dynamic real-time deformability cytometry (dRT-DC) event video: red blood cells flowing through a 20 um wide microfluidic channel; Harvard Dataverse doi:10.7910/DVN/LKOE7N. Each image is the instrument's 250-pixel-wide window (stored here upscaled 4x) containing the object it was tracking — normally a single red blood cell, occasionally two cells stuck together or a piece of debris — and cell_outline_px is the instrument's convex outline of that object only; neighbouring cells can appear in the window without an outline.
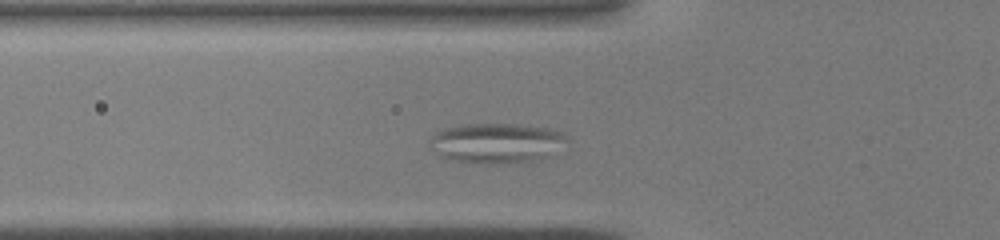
{"species": "common noctule bat (a hibernating species)", "species_latin": "Nyctalus noctula", "temperature_condition": "warm", "stored_images_in_passage": 31, "camera_frame_rate_fps": 3000, "um_per_image_px": 0.085, "animal": {"sex": "male", "body_mass_g": 19.0, "forearm_length_mm": 50.8}, "frame": {"image": 1, "passage_image": 7, "time_ms": 2.0, "image_size_px": [1000, 240], "cell_outline_px": [[568, 140], [544, 156], [532, 160], [500, 164], [488, 164], [452, 160], [440, 156], [428, 148], [432, 136], [448, 128], [464, 124], [512, 124], [548, 128], [560, 132], [568, 136]], "centroid_in_image_um": [42.13, 12.16], "position_along_channel_um": 83.7, "area_um2": 31.33}}
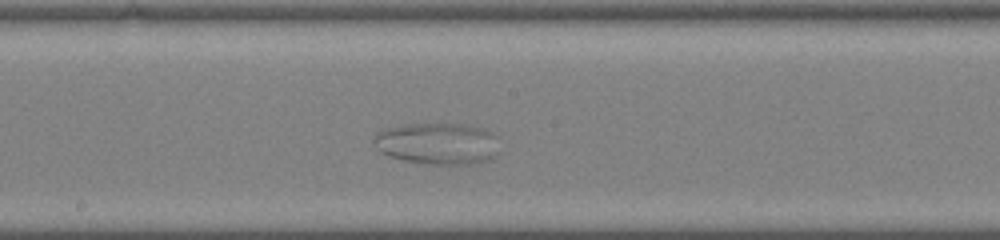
{"frame": {"image": 2, "passage_image": 16, "time_ms": 5.0, "image_size_px": [1000, 240], "cell_outline_px": [[492, 156], [488, 160], [476, 164], [428, 164], [404, 160], [380, 152], [376, 148], [376, 136], [384, 128], [408, 124], [460, 124], [476, 128], [488, 132], [492, 136]], "centroid_in_image_um": [37.07, 12.22], "position_along_channel_um": 211.1, "area_um2": 29.19}}
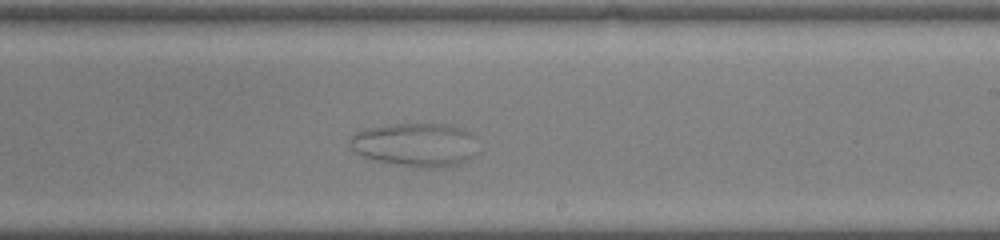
{"frame": {"image": 3, "passage_image": 19, "time_ms": 6.0, "image_size_px": [1000, 240], "cell_outline_px": [[472, 156], [456, 164], [432, 168], [396, 164], [364, 156], [356, 152], [348, 144], [352, 136], [356, 132], [364, 128], [388, 124], [444, 124], [460, 128], [468, 132], [472, 136]], "centroid_in_image_um": [35.21, 12.27], "position_along_channel_um": 253.8, "area_um2": 31.5}}